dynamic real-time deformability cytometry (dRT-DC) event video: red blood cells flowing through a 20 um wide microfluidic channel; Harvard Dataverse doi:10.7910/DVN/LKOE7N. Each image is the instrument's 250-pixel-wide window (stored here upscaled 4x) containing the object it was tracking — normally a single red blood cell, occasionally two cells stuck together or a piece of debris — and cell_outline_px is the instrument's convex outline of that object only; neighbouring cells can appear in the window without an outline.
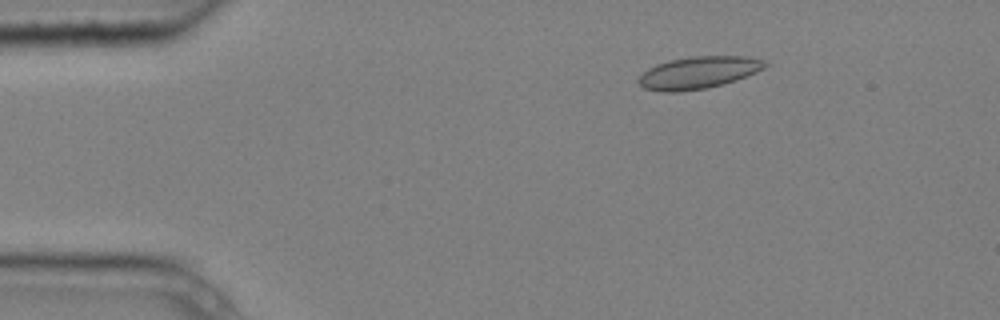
{"species": "common noctule bat (a hibernating species)", "species_latin": "Nyctalus noctula", "temperature_condition": "cold", "stored_images_in_passage": 4, "camera_frame_rate_fps": 3000, "um_per_image_px": 0.085, "animal": {"sex": "male", "body_mass_g": 20.4}, "frame": {"image": 1, "passage_image": 2, "time_ms": 0.333, "image_size_px": [1000, 320], "cell_outline_px": [[768, 64], [764, 68], [756, 72], [736, 80], [724, 84], [708, 88], [680, 92], [660, 92], [644, 88], [636, 80], [648, 68], [656, 64], [668, 60], [692, 56], [748, 56], [764, 60]], "centroid_in_image_um": [59.36, 6.17], "position_along_channel_um": 25.6, "area_um2": 23.93}}